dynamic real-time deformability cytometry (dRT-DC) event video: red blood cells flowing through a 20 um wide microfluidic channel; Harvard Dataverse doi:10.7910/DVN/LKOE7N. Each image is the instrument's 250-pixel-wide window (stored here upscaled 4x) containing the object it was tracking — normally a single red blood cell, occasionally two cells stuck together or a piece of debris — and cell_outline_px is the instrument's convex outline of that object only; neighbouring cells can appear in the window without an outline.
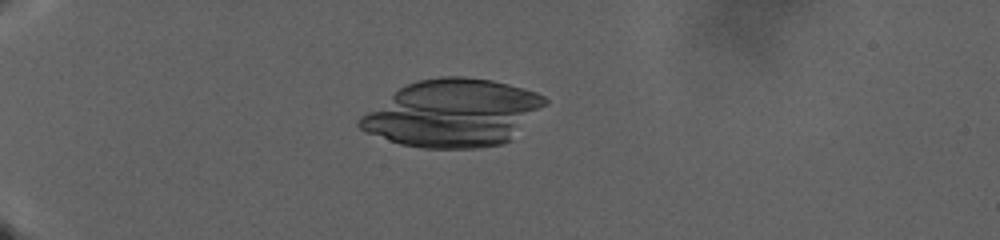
{"species": "human", "species_latin": "Homo sapiens", "temperature_condition": "warm", "stored_images_in_passage": 125, "camera_frame_rate_fps": 3000, "um_per_image_px": 0.085, "donor": {"sex": "male"}, "frame": {"image": 1, "passage_image": 33, "time_ms": 10.667, "image_size_px": [1000, 240], "cell_outline_px": [[548, 104], [512, 140], [504, 144], [480, 148], [424, 148], [400, 144], [364, 132], [356, 124], [356, 120], [360, 116], [400, 88], [408, 84], [420, 80], [440, 76], [464, 76], [492, 80], [508, 84], [536, 92], [544, 96], [548, 100]], "centroid_in_image_um": [38.52, 9.63], "position_along_channel_um": 46.5, "area_um2": 73.0}}
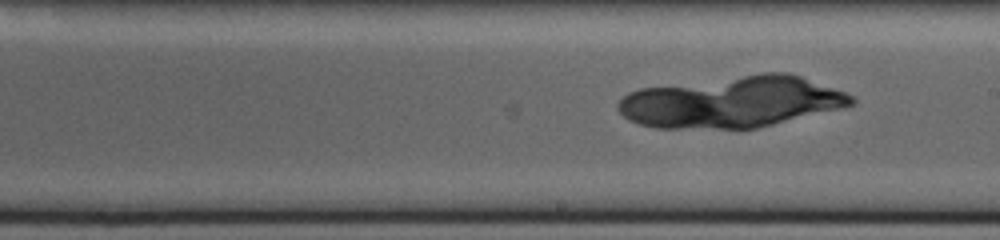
{"frame": {"image": 2, "passage_image": 76, "time_ms": 25.0, "image_size_px": [1000, 240], "cell_outline_px": [[856, 104], [844, 108], [756, 128], [656, 128], [640, 124], [628, 120], [616, 108], [616, 104], [628, 92], [640, 88], [760, 72], [784, 72], [800, 76], [856, 96]], "centroid_in_image_um": [62.23, 8.65], "position_along_channel_um": 226.8, "area_um2": 70.23}}
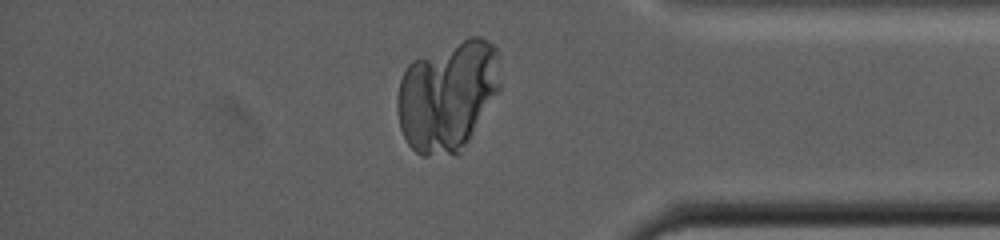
{"frame": {"image": 3, "passage_image": 109, "time_ms": 36.0, "image_size_px": [1000, 240], "cell_outline_px": [[500, 88], [468, 140], [460, 152], [456, 156], [420, 156], [408, 144], [400, 128], [396, 108], [396, 96], [400, 80], [408, 64], [412, 60], [468, 36], [480, 36], [488, 40], [496, 48], [500, 84]], "centroid_in_image_um": [38.01, 8.13], "position_along_channel_um": 397.2, "area_um2": 66.41}}